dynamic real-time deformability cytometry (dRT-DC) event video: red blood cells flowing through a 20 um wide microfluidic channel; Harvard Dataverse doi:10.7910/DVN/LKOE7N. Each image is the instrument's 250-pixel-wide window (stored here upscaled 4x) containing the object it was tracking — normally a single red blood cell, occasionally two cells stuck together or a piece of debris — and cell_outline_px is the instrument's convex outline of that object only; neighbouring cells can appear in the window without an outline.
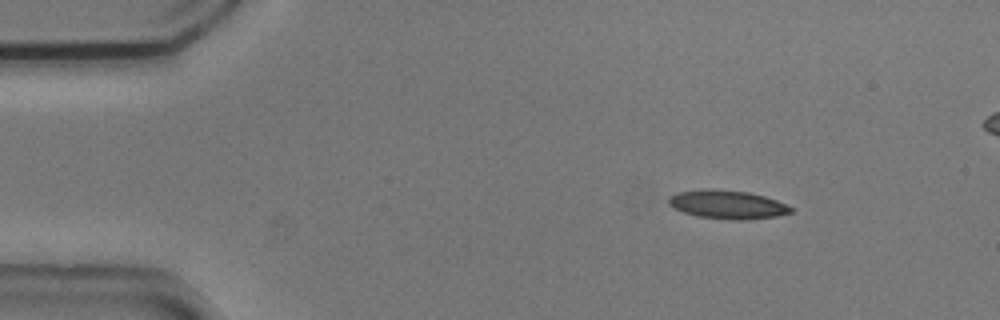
{"species": "common noctule bat (a hibernating species)", "species_latin": "Nyctalus noctula", "temperature_condition": "cold", "stored_images_in_passage": 46, "camera_frame_rate_fps": 3000, "um_per_image_px": 0.085, "animal": {"sex": "male", "body_mass_g": 20.5, "forearm_length_mm": 52.5}, "frame": {"image": 1, "passage_image": 1, "time_ms": 0.0, "image_size_px": [1000, 320], "cell_outline_px": [[792, 212], [776, 216], [744, 220], [732, 220], [700, 216], [684, 212], [668, 204], [668, 196], [676, 192], [708, 188], [748, 192], [764, 196], [776, 200], [792, 208]], "centroid_in_image_um": [61.8, 17.37], "position_along_channel_um": 23.2, "area_um2": 20.17}}
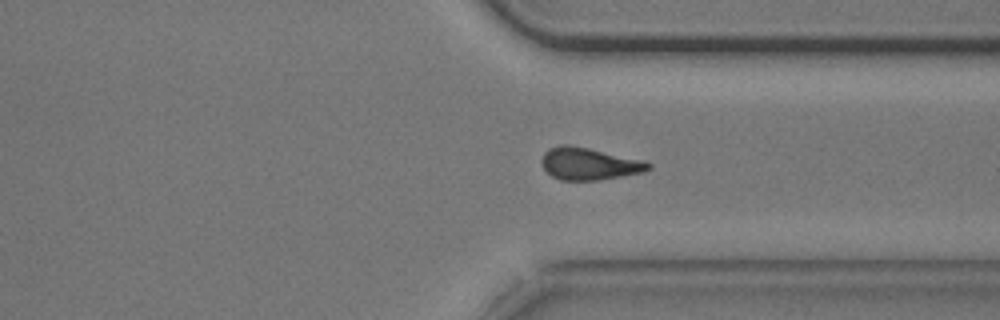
{"frame": {"image": 2, "passage_image": 34, "time_ms": 11.0, "image_size_px": [1000, 320], "cell_outline_px": [[652, 168], [644, 172], [600, 180], [560, 180], [552, 176], [540, 164], [540, 160], [544, 152], [548, 148], [560, 144], [568, 144], [588, 148], [640, 160], [652, 164]], "centroid_in_image_um": [50.02, 13.92], "position_along_channel_um": 361.4, "area_um2": 20.0}}
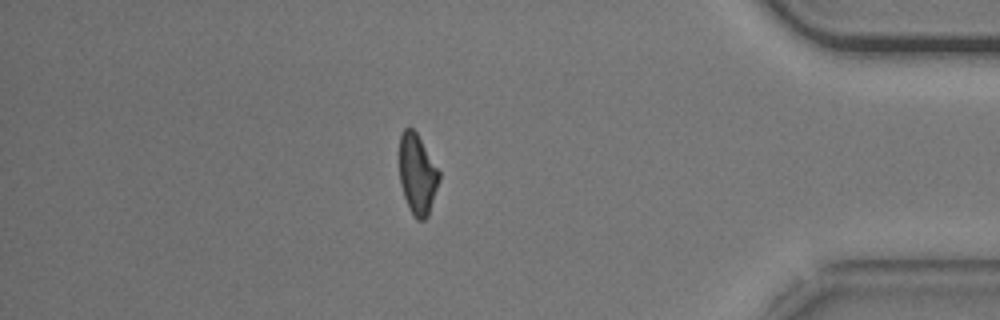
{"frame": {"image": 3, "passage_image": 40, "time_ms": 13.0, "image_size_px": [1000, 320], "cell_outline_px": [[440, 180], [428, 216], [424, 220], [416, 220], [404, 196], [400, 184], [400, 132], [404, 128], [412, 128], [416, 132], [440, 172]], "centroid_in_image_um": [35.48, 14.81], "position_along_channel_um": 399.7, "area_um2": 18.44}}